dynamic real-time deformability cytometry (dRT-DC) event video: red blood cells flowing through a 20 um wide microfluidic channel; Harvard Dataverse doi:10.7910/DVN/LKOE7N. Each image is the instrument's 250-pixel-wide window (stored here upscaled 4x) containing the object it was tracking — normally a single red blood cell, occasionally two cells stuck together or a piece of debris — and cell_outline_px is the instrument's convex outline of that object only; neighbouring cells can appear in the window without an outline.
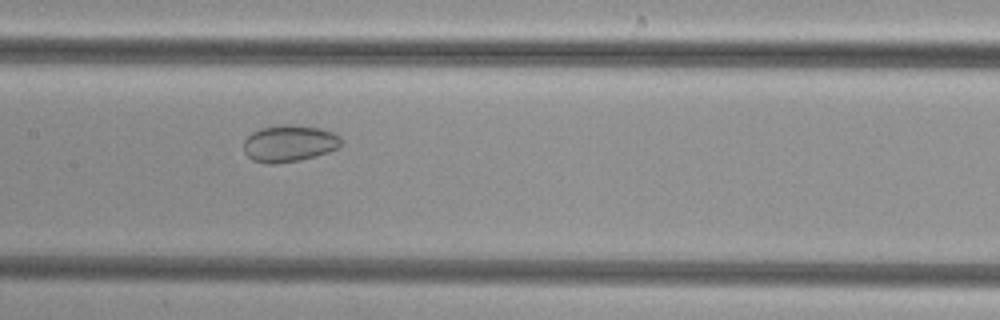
{"species": "common noctule bat (a hibernating species)", "species_latin": "Nyctalus noctula", "temperature_condition": "cold", "stored_images_in_passage": 41, "camera_frame_rate_fps": 3000, "um_per_image_px": 0.085, "animal": {"sex": "female", "body_mass_g": 29.2, "forearm_length_mm": 56.3}, "frame": {"image": 1, "passage_image": 15, "time_ms": 4.667, "image_size_px": [1000, 320], "cell_outline_px": [[340, 148], [328, 152], [300, 160], [276, 164], [268, 164], [252, 160], [244, 152], [244, 140], [252, 132], [260, 128], [276, 124], [292, 124], [320, 128], [332, 132], [340, 136]], "centroid_in_image_um": [24.56, 12.18], "position_along_channel_um": 182.8, "area_um2": 21.1}}
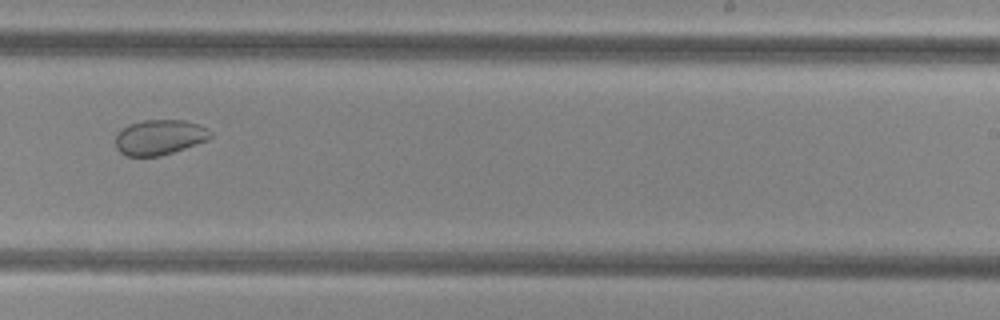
{"frame": {"image": 2, "passage_image": 22, "time_ms": 7.0, "image_size_px": [1000, 320], "cell_outline_px": [[212, 136], [208, 140], [160, 156], [128, 156], [120, 152], [116, 148], [116, 132], [128, 124], [144, 120], [184, 120], [200, 124], [208, 128], [212, 132]], "centroid_in_image_um": [13.57, 11.65], "position_along_channel_um": 275.4, "area_um2": 19.59}}
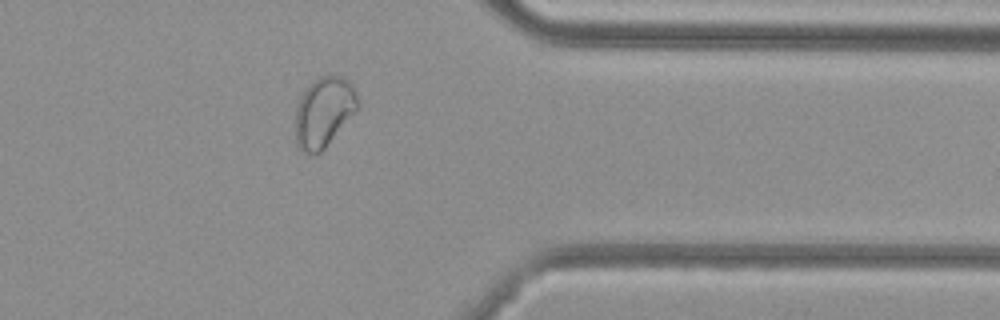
{"frame": {"image": 3, "passage_image": 31, "time_ms": 10.0, "image_size_px": [1000, 320], "cell_outline_px": [[360, 108], [324, 148], [320, 152], [312, 156], [300, 148], [296, 144], [296, 104], [304, 88], [312, 80], [320, 76], [344, 76], [352, 84], [360, 100]], "centroid_in_image_um": [27.55, 9.49], "position_along_channel_um": 383.9, "area_um2": 25.89}}